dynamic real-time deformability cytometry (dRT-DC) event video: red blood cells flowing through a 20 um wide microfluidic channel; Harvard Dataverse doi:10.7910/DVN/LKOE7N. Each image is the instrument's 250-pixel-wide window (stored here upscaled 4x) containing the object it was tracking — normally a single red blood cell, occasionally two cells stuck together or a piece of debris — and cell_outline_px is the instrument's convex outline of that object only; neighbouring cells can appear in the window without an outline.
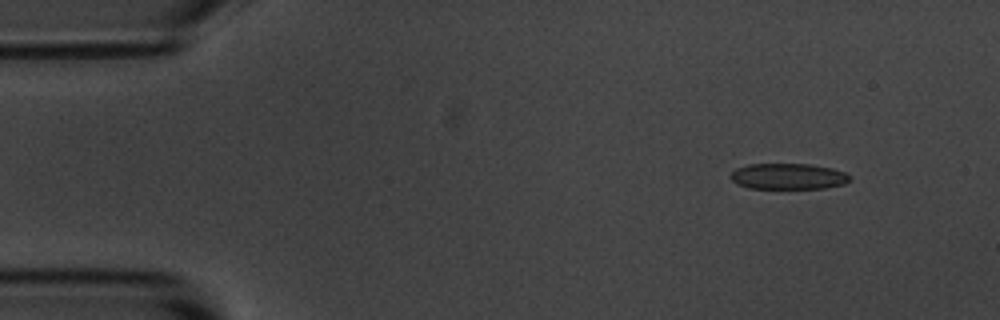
{"species": "common noctule bat (a hibernating species)", "species_latin": "Nyctalus noctula", "temperature_condition": "room temperature", "stored_images_in_passage": 5, "camera_frame_rate_fps": 3000, "um_per_image_px": 0.085, "animal": {"sex": "male", "body_mass_g": 20.1, "forearm_length_mm": 53.5}, "frame": {"image": 1, "passage_image": 1, "time_ms": 0.0, "image_size_px": [1000, 320], "cell_outline_px": [[852, 176], [844, 184], [824, 188], [748, 188], [736, 184], [728, 176], [736, 168], [748, 164], [808, 164], [832, 168], [844, 172]], "centroid_in_image_um": [66.96, 14.99], "position_along_channel_um": 18.0, "area_um2": 18.03}}
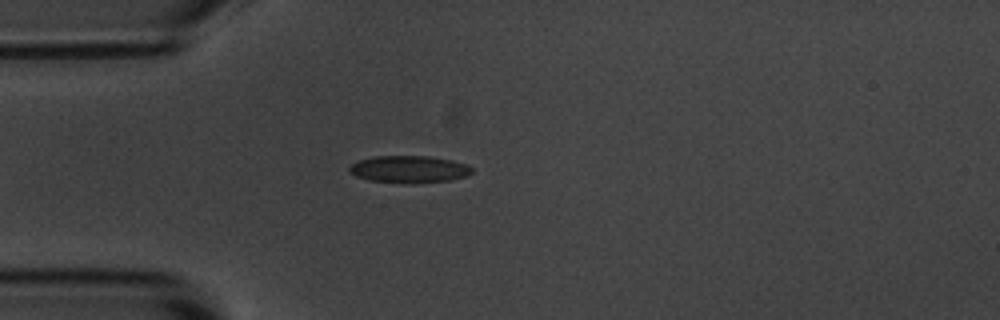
{"frame": {"image": 2, "passage_image": 3, "time_ms": 3.0, "image_size_px": [1000, 320], "cell_outline_px": [[472, 172], [468, 176], [448, 180], [412, 184], [408, 184], [368, 180], [356, 176], [348, 172], [348, 168], [356, 160], [376, 156], [428, 156], [452, 160], [464, 164], [472, 168]], "centroid_in_image_um": [34.73, 14.39], "position_along_channel_um": 50.3, "area_um2": 19.54}}